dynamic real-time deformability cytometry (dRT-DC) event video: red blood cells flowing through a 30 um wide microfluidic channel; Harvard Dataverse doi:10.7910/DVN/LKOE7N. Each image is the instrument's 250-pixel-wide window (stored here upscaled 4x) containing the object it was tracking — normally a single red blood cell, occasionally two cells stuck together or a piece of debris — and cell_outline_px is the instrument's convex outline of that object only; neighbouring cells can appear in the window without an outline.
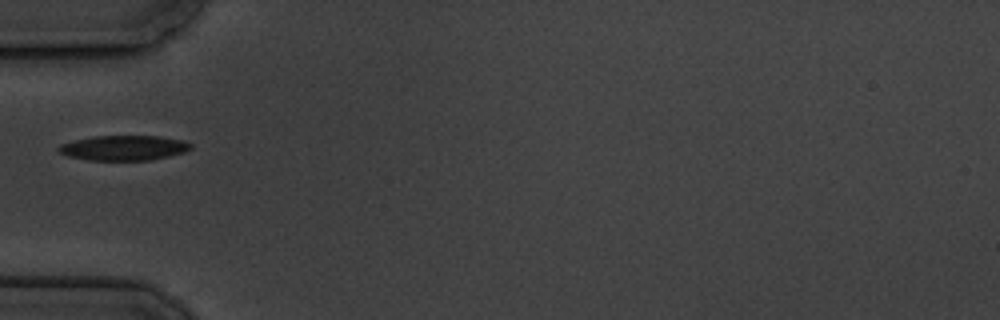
{"species": "common noctule bat (a hibernating species)", "species_latin": "Nyctalus noctula", "temperature_condition": "cold", "stored_images_in_passage": 1, "camera_frame_rate_fps": 3000, "um_per_image_px": 0.085, "animal": {"sex": "male", "body_mass_g": 19.5, "forearm_length_mm": 54.6}, "frame": {"image": 1, "passage_image": 1, "time_ms": 0.0, "image_size_px": [1000, 320], "cell_outline_px": [[192, 148], [184, 152], [152, 160], [88, 160], [68, 156], [60, 152], [56, 148], [60, 144], [92, 136], [160, 136], [184, 140], [192, 144]], "centroid_in_image_um": [10.54, 12.57], "position_along_channel_um": 74.5, "area_um2": 19.25}}